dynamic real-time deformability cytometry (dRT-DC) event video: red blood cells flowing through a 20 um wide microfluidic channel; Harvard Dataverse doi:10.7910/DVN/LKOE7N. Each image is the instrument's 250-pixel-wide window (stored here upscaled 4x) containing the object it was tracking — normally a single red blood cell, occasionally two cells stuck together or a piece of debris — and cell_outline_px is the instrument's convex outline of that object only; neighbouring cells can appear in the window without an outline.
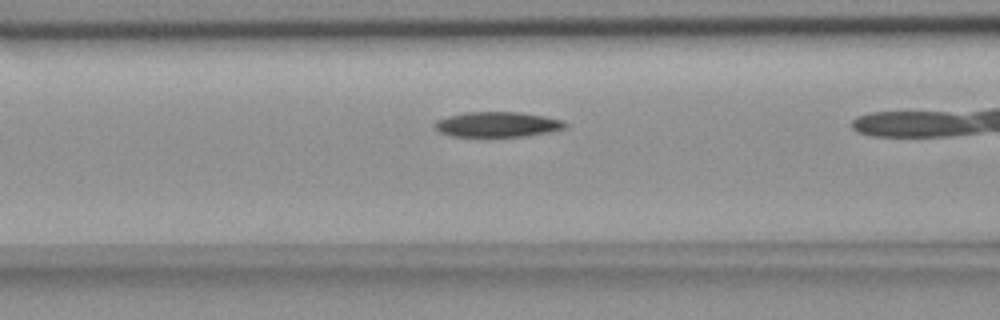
{"species": "common noctule bat (a hibernating species)", "species_latin": "Nyctalus noctula", "temperature_condition": "room temperature", "stored_images_in_passage": 21, "camera_frame_rate_fps": 3000, "um_per_image_px": 0.085, "animal": {"sex": "female", "body_mass_g": 18.4}, "frame": {"image": 1, "passage_image": 19, "time_ms": 6.0, "image_size_px": [1000, 320], "cell_outline_px": [[568, 124], [564, 128], [548, 132], [524, 136], [452, 136], [440, 132], [432, 124], [436, 120], [448, 116], [464, 112], [520, 112], [544, 116], [564, 120]], "centroid_in_image_um": [42.27, 10.56], "position_along_channel_um": 124.3, "area_um2": 19.07}}